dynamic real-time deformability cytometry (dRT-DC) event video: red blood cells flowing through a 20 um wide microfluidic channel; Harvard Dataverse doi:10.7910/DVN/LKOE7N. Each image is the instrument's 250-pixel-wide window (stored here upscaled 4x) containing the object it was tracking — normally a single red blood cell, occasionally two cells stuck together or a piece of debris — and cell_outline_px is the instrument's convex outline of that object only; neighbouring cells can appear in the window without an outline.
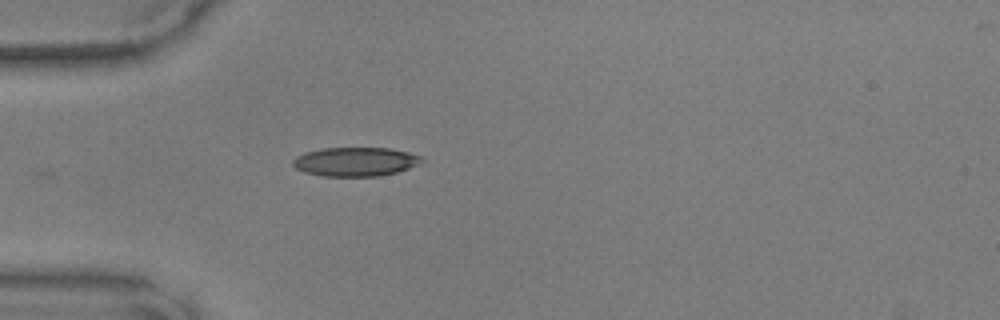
{"species": "common noctule bat (a hibernating species)", "species_latin": "Nyctalus noctula", "temperature_condition": "warm", "stored_images_in_passage": 3, "camera_frame_rate_fps": 3000, "um_per_image_px": 0.085, "animal": {"sex": "male", "body_mass_g": 17.9, "forearm_length_mm": 54.2}, "frame": {"image": 1, "passage_image": 1, "time_ms": 0.0, "image_size_px": [1000, 320], "cell_outline_px": [[424, 160], [420, 164], [396, 172], [380, 176], [320, 176], [304, 172], [296, 168], [292, 164], [292, 160], [296, 156], [304, 152], [324, 148], [388, 148], [408, 152], [420, 156]], "centroid_in_image_um": [30.18, 13.74], "position_along_channel_um": 54.8, "area_um2": 21.79}}